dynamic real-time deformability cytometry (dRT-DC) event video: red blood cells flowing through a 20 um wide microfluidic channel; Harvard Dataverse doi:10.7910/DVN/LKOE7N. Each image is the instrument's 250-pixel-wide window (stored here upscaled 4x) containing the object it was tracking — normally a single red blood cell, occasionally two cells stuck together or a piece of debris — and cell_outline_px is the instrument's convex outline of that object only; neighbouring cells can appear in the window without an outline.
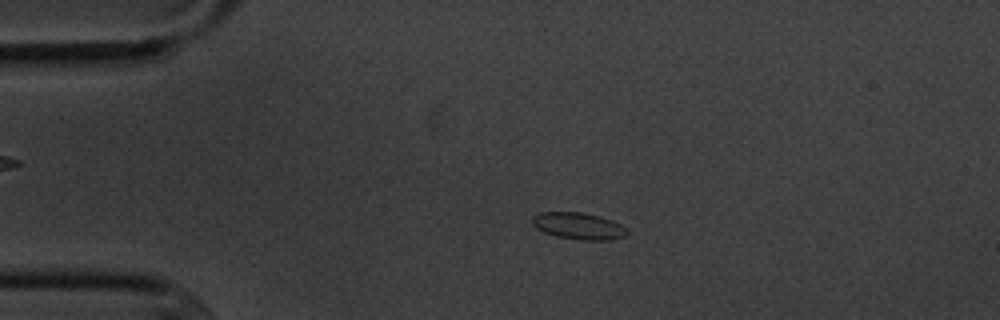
{"species": "common noctule bat (a hibernating species)", "species_latin": "Nyctalus noctula", "temperature_condition": "cold", "stored_images_in_passage": 3, "camera_frame_rate_fps": 3000, "um_per_image_px": 0.085, "animal": {"sex": "male", "body_mass_g": 20.1, "forearm_length_mm": 53.5}, "frame": {"image": 1, "passage_image": 2, "time_ms": 1.0, "image_size_px": [1000, 320], "cell_outline_px": [[628, 232], [624, 236], [612, 240], [580, 240], [556, 236], [544, 232], [536, 228], [532, 224], [532, 216], [540, 212], [584, 212], [600, 216], [612, 220], [620, 224]], "centroid_in_image_um": [49.15, 19.2], "position_along_channel_um": 35.8, "area_um2": 14.85}}